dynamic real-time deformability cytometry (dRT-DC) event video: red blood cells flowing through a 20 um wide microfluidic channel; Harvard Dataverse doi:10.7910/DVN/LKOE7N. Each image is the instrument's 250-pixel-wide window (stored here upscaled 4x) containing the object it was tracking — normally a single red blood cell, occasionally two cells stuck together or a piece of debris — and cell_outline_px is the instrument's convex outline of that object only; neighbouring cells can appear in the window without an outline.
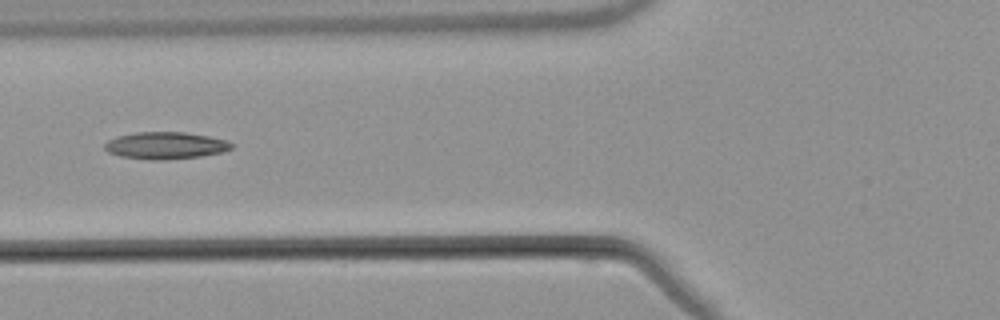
{"species": "common noctule bat (a hibernating species)", "species_latin": "Nyctalus noctula", "temperature_condition": "warm", "stored_images_in_passage": 5, "camera_frame_rate_fps": 3000, "um_per_image_px": 0.085, "animal": {"sex": "male", "body_mass_g": 21.5, "forearm_length_mm": 52.0}, "frame": {"image": 1, "passage_image": 5, "time_ms": 6.0, "image_size_px": [1000, 320], "cell_outline_px": [[232, 148], [220, 152], [200, 156], [160, 160], [152, 160], [120, 156], [108, 152], [104, 148], [104, 144], [108, 140], [116, 136], [136, 132], [184, 132], [208, 136], [224, 140], [232, 144]], "centroid_in_image_um": [14.0, 12.36], "position_along_channel_um": 111.8, "area_um2": 19.77}}